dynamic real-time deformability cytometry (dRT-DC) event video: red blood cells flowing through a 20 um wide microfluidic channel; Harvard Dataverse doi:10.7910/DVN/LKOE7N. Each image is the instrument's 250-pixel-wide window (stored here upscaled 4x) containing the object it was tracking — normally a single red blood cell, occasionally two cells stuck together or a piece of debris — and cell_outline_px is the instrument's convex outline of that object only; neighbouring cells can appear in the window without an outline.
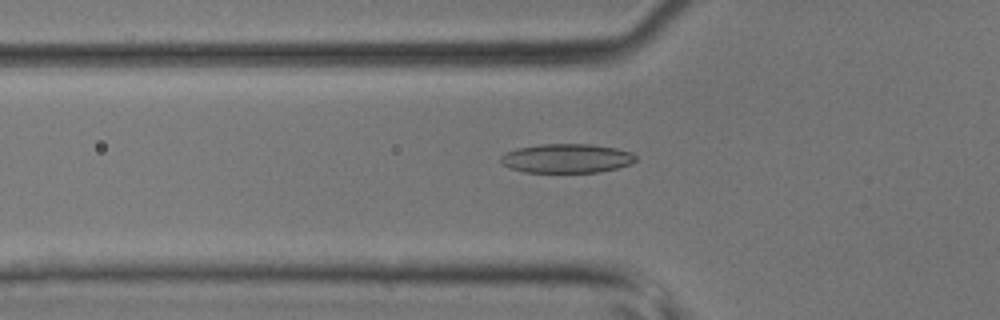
{"species": "common noctule bat (a hibernating species)", "species_latin": "Nyctalus noctula", "temperature_condition": "room temperature", "stored_images_in_passage": 43, "camera_frame_rate_fps": 3000, "um_per_image_px": 0.085, "animal": {"sex": "male", "body_mass_g": 17.9, "forearm_length_mm": 54.2}, "frame": {"image": 1, "passage_image": 15, "time_ms": 4.667, "image_size_px": [1000, 320], "cell_outline_px": [[636, 160], [632, 164], [616, 168], [596, 172], [524, 172], [512, 168], [504, 164], [500, 160], [500, 156], [504, 152], [516, 148], [540, 144], [592, 144], [616, 148], [632, 152], [636, 156]], "centroid_in_image_um": [48.17, 13.45], "position_along_channel_um": 77.6, "area_um2": 22.95}}
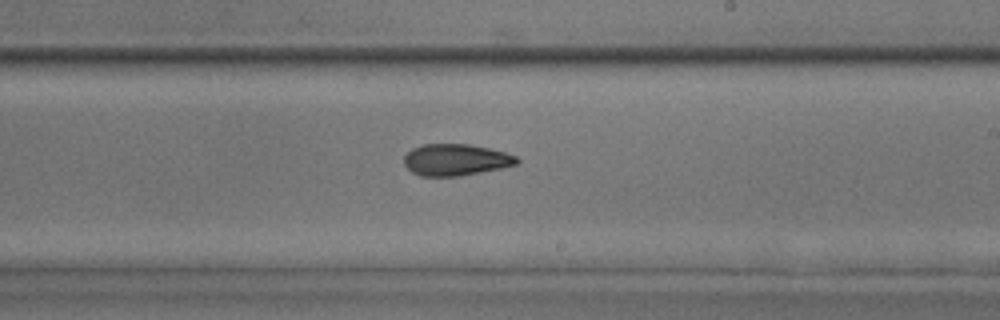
{"frame": {"image": 2, "passage_image": 26, "time_ms": 8.333, "image_size_px": [1000, 320], "cell_outline_px": [[520, 160], [516, 164], [500, 168], [460, 176], [420, 176], [412, 172], [404, 164], [404, 156], [412, 148], [424, 144], [468, 144], [488, 148], [504, 152], [516, 156]], "centroid_in_image_um": [38.71, 13.58], "position_along_channel_um": 250.3, "area_um2": 20.63}}
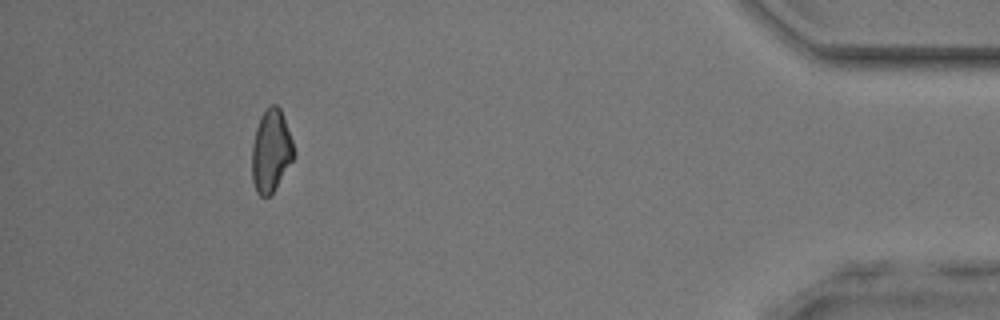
{"frame": {"image": 3, "passage_image": 40, "time_ms": 13.0, "image_size_px": [1000, 320], "cell_outline_px": [[296, 156], [272, 192], [268, 196], [260, 196], [256, 192], [252, 180], [252, 144], [256, 128], [260, 116], [272, 104], [276, 104], [280, 108], [292, 140], [296, 152]], "centroid_in_image_um": [23.04, 12.83], "position_along_channel_um": 412.2, "area_um2": 20.06}}